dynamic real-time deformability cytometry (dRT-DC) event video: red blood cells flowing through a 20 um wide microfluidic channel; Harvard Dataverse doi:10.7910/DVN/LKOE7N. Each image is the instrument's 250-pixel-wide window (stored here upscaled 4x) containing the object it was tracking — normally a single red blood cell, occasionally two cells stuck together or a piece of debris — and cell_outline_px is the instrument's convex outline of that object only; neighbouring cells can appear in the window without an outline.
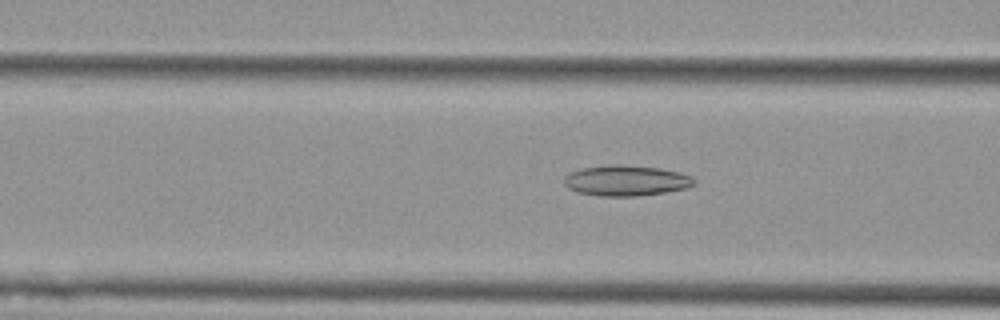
{"species": "Egyptian fruit bat (a non-hibernating species)", "species_latin": "Rousettus aegyptiacus", "temperature_condition": "cold", "stored_images_in_passage": 51, "camera_frame_rate_fps": 3000, "um_per_image_px": 0.085, "animal": {"sex": "female"}, "frame": {"image": 1, "passage_image": 17, "time_ms": 5.333, "image_size_px": [1000, 320], "cell_outline_px": [[696, 184], [688, 188], [664, 192], [636, 196], [600, 196], [576, 192], [568, 188], [564, 184], [564, 176], [568, 172], [584, 168], [612, 164], [620, 164], [660, 168], [680, 172], [692, 176], [696, 180]], "centroid_in_image_um": [53.23, 15.35], "position_along_channel_um": 113.4, "area_um2": 23.41}}
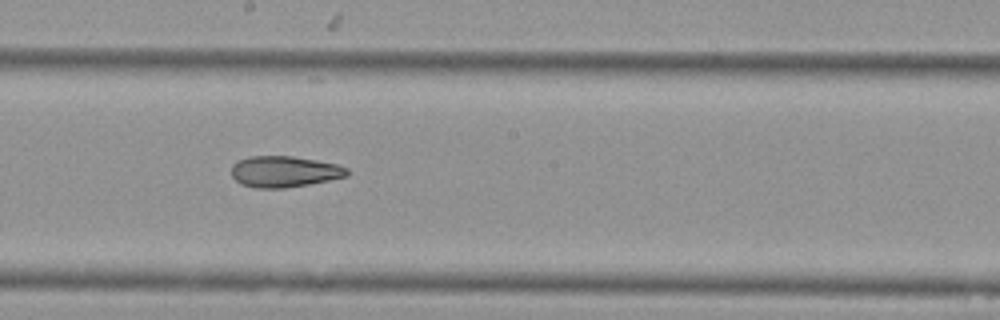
{"frame": {"image": 2, "passage_image": 26, "time_ms": 8.333, "image_size_px": [1000, 320], "cell_outline_px": [[348, 176], [308, 184], [284, 188], [256, 188], [240, 184], [232, 176], [232, 164], [236, 160], [248, 156], [292, 156], [316, 160], [336, 164], [348, 168]], "centroid_in_image_um": [24.13, 14.58], "position_along_channel_um": 224.1, "area_um2": 21.04}}
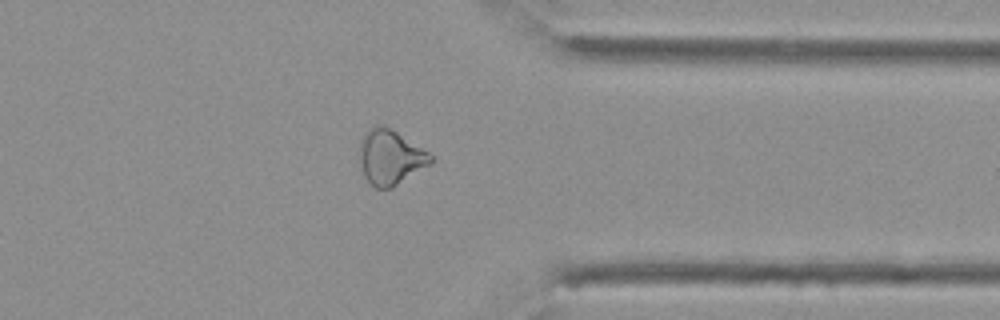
{"frame": {"image": 3, "passage_image": 39, "time_ms": 12.667, "image_size_px": [1000, 320], "cell_outline_px": [[436, 160], [432, 164], [392, 188], [376, 188], [364, 176], [360, 160], [360, 140], [364, 132], [368, 128], [376, 124], [380, 124], [396, 132], [428, 152]], "centroid_in_image_um": [33.19, 13.36], "position_along_channel_um": 378.2, "area_um2": 22.72}, "authors_computed_cell_mechanics": {"area_um2": 23.698, "velocity_mm_per_s": 3.6936, "shape_relaxation_time_tau1_ms": null, "shape_relaxation_time_tau2_ms": 6.0441, "deformation_change_tau1": null, "deformation_change_tau2": 0.1513}}